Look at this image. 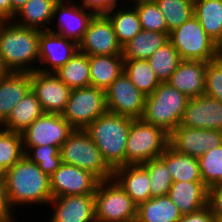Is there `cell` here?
I'll list each match as a JSON object with an SVG mask.
<instances>
[{
	"instance_id": "cell-1",
	"label": "cell",
	"mask_w": 222,
	"mask_h": 222,
	"mask_svg": "<svg viewBox=\"0 0 222 222\" xmlns=\"http://www.w3.org/2000/svg\"><path fill=\"white\" fill-rule=\"evenodd\" d=\"M4 185L6 200L13 214L17 206L38 204L44 207L52 199L50 176L25 155L6 170Z\"/></svg>"
},
{
	"instance_id": "cell-2",
	"label": "cell",
	"mask_w": 222,
	"mask_h": 222,
	"mask_svg": "<svg viewBox=\"0 0 222 222\" xmlns=\"http://www.w3.org/2000/svg\"><path fill=\"white\" fill-rule=\"evenodd\" d=\"M40 31L21 27L13 21L0 22V54L9 72L31 73L37 70Z\"/></svg>"
},
{
	"instance_id": "cell-3",
	"label": "cell",
	"mask_w": 222,
	"mask_h": 222,
	"mask_svg": "<svg viewBox=\"0 0 222 222\" xmlns=\"http://www.w3.org/2000/svg\"><path fill=\"white\" fill-rule=\"evenodd\" d=\"M132 120L131 117L107 111L85 129L113 170L125 165L126 143Z\"/></svg>"
},
{
	"instance_id": "cell-4",
	"label": "cell",
	"mask_w": 222,
	"mask_h": 222,
	"mask_svg": "<svg viewBox=\"0 0 222 222\" xmlns=\"http://www.w3.org/2000/svg\"><path fill=\"white\" fill-rule=\"evenodd\" d=\"M188 101L185 94L168 82H161L152 94L145 96L142 119L170 134L179 126Z\"/></svg>"
},
{
	"instance_id": "cell-5",
	"label": "cell",
	"mask_w": 222,
	"mask_h": 222,
	"mask_svg": "<svg viewBox=\"0 0 222 222\" xmlns=\"http://www.w3.org/2000/svg\"><path fill=\"white\" fill-rule=\"evenodd\" d=\"M61 161L90 171L100 181L113 178L114 170L85 130L74 129L60 147Z\"/></svg>"
},
{
	"instance_id": "cell-6",
	"label": "cell",
	"mask_w": 222,
	"mask_h": 222,
	"mask_svg": "<svg viewBox=\"0 0 222 222\" xmlns=\"http://www.w3.org/2000/svg\"><path fill=\"white\" fill-rule=\"evenodd\" d=\"M168 145L169 133L163 128L142 118L133 119L126 143L125 165H139L160 157Z\"/></svg>"
},
{
	"instance_id": "cell-7",
	"label": "cell",
	"mask_w": 222,
	"mask_h": 222,
	"mask_svg": "<svg viewBox=\"0 0 222 222\" xmlns=\"http://www.w3.org/2000/svg\"><path fill=\"white\" fill-rule=\"evenodd\" d=\"M94 198L96 222H136L138 205L113 178L99 181Z\"/></svg>"
},
{
	"instance_id": "cell-8",
	"label": "cell",
	"mask_w": 222,
	"mask_h": 222,
	"mask_svg": "<svg viewBox=\"0 0 222 222\" xmlns=\"http://www.w3.org/2000/svg\"><path fill=\"white\" fill-rule=\"evenodd\" d=\"M169 40L182 60L213 61L218 58L221 49L207 35L195 16L171 31Z\"/></svg>"
},
{
	"instance_id": "cell-9",
	"label": "cell",
	"mask_w": 222,
	"mask_h": 222,
	"mask_svg": "<svg viewBox=\"0 0 222 222\" xmlns=\"http://www.w3.org/2000/svg\"><path fill=\"white\" fill-rule=\"evenodd\" d=\"M107 111L105 90L90 85L71 89L62 117L74 129L85 130Z\"/></svg>"
},
{
	"instance_id": "cell-10",
	"label": "cell",
	"mask_w": 222,
	"mask_h": 222,
	"mask_svg": "<svg viewBox=\"0 0 222 222\" xmlns=\"http://www.w3.org/2000/svg\"><path fill=\"white\" fill-rule=\"evenodd\" d=\"M74 131L62 114L44 113L22 134L23 147L51 145L61 147Z\"/></svg>"
},
{
	"instance_id": "cell-11",
	"label": "cell",
	"mask_w": 222,
	"mask_h": 222,
	"mask_svg": "<svg viewBox=\"0 0 222 222\" xmlns=\"http://www.w3.org/2000/svg\"><path fill=\"white\" fill-rule=\"evenodd\" d=\"M105 97L109 112L133 119L142 118L145 95L138 90L124 72L105 89Z\"/></svg>"
},
{
	"instance_id": "cell-12",
	"label": "cell",
	"mask_w": 222,
	"mask_h": 222,
	"mask_svg": "<svg viewBox=\"0 0 222 222\" xmlns=\"http://www.w3.org/2000/svg\"><path fill=\"white\" fill-rule=\"evenodd\" d=\"M95 14L87 11L74 0H59L53 10L52 22L56 19V29L48 31L61 35L79 44Z\"/></svg>"
},
{
	"instance_id": "cell-13",
	"label": "cell",
	"mask_w": 222,
	"mask_h": 222,
	"mask_svg": "<svg viewBox=\"0 0 222 222\" xmlns=\"http://www.w3.org/2000/svg\"><path fill=\"white\" fill-rule=\"evenodd\" d=\"M78 46L79 51L88 56L122 55V46L105 14L93 17Z\"/></svg>"
},
{
	"instance_id": "cell-14",
	"label": "cell",
	"mask_w": 222,
	"mask_h": 222,
	"mask_svg": "<svg viewBox=\"0 0 222 222\" xmlns=\"http://www.w3.org/2000/svg\"><path fill=\"white\" fill-rule=\"evenodd\" d=\"M99 181L90 171L62 162L50 176L52 198L94 194Z\"/></svg>"
},
{
	"instance_id": "cell-15",
	"label": "cell",
	"mask_w": 222,
	"mask_h": 222,
	"mask_svg": "<svg viewBox=\"0 0 222 222\" xmlns=\"http://www.w3.org/2000/svg\"><path fill=\"white\" fill-rule=\"evenodd\" d=\"M169 145L177 152L199 158L222 145V131L179 125L169 134Z\"/></svg>"
},
{
	"instance_id": "cell-16",
	"label": "cell",
	"mask_w": 222,
	"mask_h": 222,
	"mask_svg": "<svg viewBox=\"0 0 222 222\" xmlns=\"http://www.w3.org/2000/svg\"><path fill=\"white\" fill-rule=\"evenodd\" d=\"M31 90L45 113L62 114L71 89L54 73L31 72Z\"/></svg>"
},
{
	"instance_id": "cell-17",
	"label": "cell",
	"mask_w": 222,
	"mask_h": 222,
	"mask_svg": "<svg viewBox=\"0 0 222 222\" xmlns=\"http://www.w3.org/2000/svg\"><path fill=\"white\" fill-rule=\"evenodd\" d=\"M78 50L79 46L75 41L48 30L40 31L39 66L37 70L43 73H54L69 61ZM43 64L45 65L43 66Z\"/></svg>"
},
{
	"instance_id": "cell-18",
	"label": "cell",
	"mask_w": 222,
	"mask_h": 222,
	"mask_svg": "<svg viewBox=\"0 0 222 222\" xmlns=\"http://www.w3.org/2000/svg\"><path fill=\"white\" fill-rule=\"evenodd\" d=\"M179 125L222 131V102L205 94L189 98Z\"/></svg>"
},
{
	"instance_id": "cell-19",
	"label": "cell",
	"mask_w": 222,
	"mask_h": 222,
	"mask_svg": "<svg viewBox=\"0 0 222 222\" xmlns=\"http://www.w3.org/2000/svg\"><path fill=\"white\" fill-rule=\"evenodd\" d=\"M50 205L53 210L49 222H96L94 194L55 197Z\"/></svg>"
},
{
	"instance_id": "cell-20",
	"label": "cell",
	"mask_w": 222,
	"mask_h": 222,
	"mask_svg": "<svg viewBox=\"0 0 222 222\" xmlns=\"http://www.w3.org/2000/svg\"><path fill=\"white\" fill-rule=\"evenodd\" d=\"M207 62L182 60L167 81L188 98L204 95Z\"/></svg>"
},
{
	"instance_id": "cell-21",
	"label": "cell",
	"mask_w": 222,
	"mask_h": 222,
	"mask_svg": "<svg viewBox=\"0 0 222 222\" xmlns=\"http://www.w3.org/2000/svg\"><path fill=\"white\" fill-rule=\"evenodd\" d=\"M167 195L182 215L194 213L208 205V187L203 181H175Z\"/></svg>"
},
{
	"instance_id": "cell-22",
	"label": "cell",
	"mask_w": 222,
	"mask_h": 222,
	"mask_svg": "<svg viewBox=\"0 0 222 222\" xmlns=\"http://www.w3.org/2000/svg\"><path fill=\"white\" fill-rule=\"evenodd\" d=\"M113 179L137 205L151 198L149 173L141 164L116 168Z\"/></svg>"
},
{
	"instance_id": "cell-23",
	"label": "cell",
	"mask_w": 222,
	"mask_h": 222,
	"mask_svg": "<svg viewBox=\"0 0 222 222\" xmlns=\"http://www.w3.org/2000/svg\"><path fill=\"white\" fill-rule=\"evenodd\" d=\"M30 89L31 73L9 72L0 78V126Z\"/></svg>"
},
{
	"instance_id": "cell-24",
	"label": "cell",
	"mask_w": 222,
	"mask_h": 222,
	"mask_svg": "<svg viewBox=\"0 0 222 222\" xmlns=\"http://www.w3.org/2000/svg\"><path fill=\"white\" fill-rule=\"evenodd\" d=\"M44 113L45 112L41 107L40 101L36 97L35 93L30 89L14 106L8 119L0 128L10 132L22 133Z\"/></svg>"
},
{
	"instance_id": "cell-25",
	"label": "cell",
	"mask_w": 222,
	"mask_h": 222,
	"mask_svg": "<svg viewBox=\"0 0 222 222\" xmlns=\"http://www.w3.org/2000/svg\"><path fill=\"white\" fill-rule=\"evenodd\" d=\"M59 0H29L16 13L12 20L21 27L34 28L41 31L52 28L53 10Z\"/></svg>"
},
{
	"instance_id": "cell-26",
	"label": "cell",
	"mask_w": 222,
	"mask_h": 222,
	"mask_svg": "<svg viewBox=\"0 0 222 222\" xmlns=\"http://www.w3.org/2000/svg\"><path fill=\"white\" fill-rule=\"evenodd\" d=\"M124 72L122 55L89 56L91 86L107 89Z\"/></svg>"
},
{
	"instance_id": "cell-27",
	"label": "cell",
	"mask_w": 222,
	"mask_h": 222,
	"mask_svg": "<svg viewBox=\"0 0 222 222\" xmlns=\"http://www.w3.org/2000/svg\"><path fill=\"white\" fill-rule=\"evenodd\" d=\"M167 169L175 181H203L198 158L175 151L170 145L161 154Z\"/></svg>"
},
{
	"instance_id": "cell-28",
	"label": "cell",
	"mask_w": 222,
	"mask_h": 222,
	"mask_svg": "<svg viewBox=\"0 0 222 222\" xmlns=\"http://www.w3.org/2000/svg\"><path fill=\"white\" fill-rule=\"evenodd\" d=\"M182 217L168 195L150 198L138 205L136 222H178Z\"/></svg>"
},
{
	"instance_id": "cell-29",
	"label": "cell",
	"mask_w": 222,
	"mask_h": 222,
	"mask_svg": "<svg viewBox=\"0 0 222 222\" xmlns=\"http://www.w3.org/2000/svg\"><path fill=\"white\" fill-rule=\"evenodd\" d=\"M194 16L207 35L222 47V0H194Z\"/></svg>"
},
{
	"instance_id": "cell-30",
	"label": "cell",
	"mask_w": 222,
	"mask_h": 222,
	"mask_svg": "<svg viewBox=\"0 0 222 222\" xmlns=\"http://www.w3.org/2000/svg\"><path fill=\"white\" fill-rule=\"evenodd\" d=\"M118 8L111 9L105 15L111 21L117 40L123 47L143 29L138 13L132 5H127L124 8L119 6Z\"/></svg>"
},
{
	"instance_id": "cell-31",
	"label": "cell",
	"mask_w": 222,
	"mask_h": 222,
	"mask_svg": "<svg viewBox=\"0 0 222 222\" xmlns=\"http://www.w3.org/2000/svg\"><path fill=\"white\" fill-rule=\"evenodd\" d=\"M169 40L165 33L142 30L122 47L124 59L147 60L158 48Z\"/></svg>"
},
{
	"instance_id": "cell-32",
	"label": "cell",
	"mask_w": 222,
	"mask_h": 222,
	"mask_svg": "<svg viewBox=\"0 0 222 222\" xmlns=\"http://www.w3.org/2000/svg\"><path fill=\"white\" fill-rule=\"evenodd\" d=\"M54 74L70 89L90 86L89 56L78 50Z\"/></svg>"
},
{
	"instance_id": "cell-33",
	"label": "cell",
	"mask_w": 222,
	"mask_h": 222,
	"mask_svg": "<svg viewBox=\"0 0 222 222\" xmlns=\"http://www.w3.org/2000/svg\"><path fill=\"white\" fill-rule=\"evenodd\" d=\"M124 73L145 96L152 94L161 83L148 60L124 59Z\"/></svg>"
},
{
	"instance_id": "cell-34",
	"label": "cell",
	"mask_w": 222,
	"mask_h": 222,
	"mask_svg": "<svg viewBox=\"0 0 222 222\" xmlns=\"http://www.w3.org/2000/svg\"><path fill=\"white\" fill-rule=\"evenodd\" d=\"M147 60L160 82H167L182 61L179 52L170 40L158 48Z\"/></svg>"
},
{
	"instance_id": "cell-35",
	"label": "cell",
	"mask_w": 222,
	"mask_h": 222,
	"mask_svg": "<svg viewBox=\"0 0 222 222\" xmlns=\"http://www.w3.org/2000/svg\"><path fill=\"white\" fill-rule=\"evenodd\" d=\"M156 4L165 17L169 32L194 16V0H157Z\"/></svg>"
},
{
	"instance_id": "cell-36",
	"label": "cell",
	"mask_w": 222,
	"mask_h": 222,
	"mask_svg": "<svg viewBox=\"0 0 222 222\" xmlns=\"http://www.w3.org/2000/svg\"><path fill=\"white\" fill-rule=\"evenodd\" d=\"M24 155L47 175L51 176L61 165L60 148L44 145L23 147Z\"/></svg>"
},
{
	"instance_id": "cell-37",
	"label": "cell",
	"mask_w": 222,
	"mask_h": 222,
	"mask_svg": "<svg viewBox=\"0 0 222 222\" xmlns=\"http://www.w3.org/2000/svg\"><path fill=\"white\" fill-rule=\"evenodd\" d=\"M141 165L149 173L151 198L167 195L173 179L165 162L160 157H157Z\"/></svg>"
},
{
	"instance_id": "cell-38",
	"label": "cell",
	"mask_w": 222,
	"mask_h": 222,
	"mask_svg": "<svg viewBox=\"0 0 222 222\" xmlns=\"http://www.w3.org/2000/svg\"><path fill=\"white\" fill-rule=\"evenodd\" d=\"M23 156L22 134L0 128V165L8 170Z\"/></svg>"
},
{
	"instance_id": "cell-39",
	"label": "cell",
	"mask_w": 222,
	"mask_h": 222,
	"mask_svg": "<svg viewBox=\"0 0 222 222\" xmlns=\"http://www.w3.org/2000/svg\"><path fill=\"white\" fill-rule=\"evenodd\" d=\"M198 161L202 180L208 188L222 184V145L208 150Z\"/></svg>"
},
{
	"instance_id": "cell-40",
	"label": "cell",
	"mask_w": 222,
	"mask_h": 222,
	"mask_svg": "<svg viewBox=\"0 0 222 222\" xmlns=\"http://www.w3.org/2000/svg\"><path fill=\"white\" fill-rule=\"evenodd\" d=\"M133 7L138 13L143 30L170 35L165 17L156 3L134 4Z\"/></svg>"
},
{
	"instance_id": "cell-41",
	"label": "cell",
	"mask_w": 222,
	"mask_h": 222,
	"mask_svg": "<svg viewBox=\"0 0 222 222\" xmlns=\"http://www.w3.org/2000/svg\"><path fill=\"white\" fill-rule=\"evenodd\" d=\"M204 94L222 102V63L218 59L207 62Z\"/></svg>"
},
{
	"instance_id": "cell-42",
	"label": "cell",
	"mask_w": 222,
	"mask_h": 222,
	"mask_svg": "<svg viewBox=\"0 0 222 222\" xmlns=\"http://www.w3.org/2000/svg\"><path fill=\"white\" fill-rule=\"evenodd\" d=\"M121 0H81L77 4L81 5L86 10L93 12L95 15L108 13L111 9L122 5ZM80 2V3H79ZM120 3V4H118Z\"/></svg>"
},
{
	"instance_id": "cell-43",
	"label": "cell",
	"mask_w": 222,
	"mask_h": 222,
	"mask_svg": "<svg viewBox=\"0 0 222 222\" xmlns=\"http://www.w3.org/2000/svg\"><path fill=\"white\" fill-rule=\"evenodd\" d=\"M208 206L216 220L222 219V184L208 188Z\"/></svg>"
},
{
	"instance_id": "cell-44",
	"label": "cell",
	"mask_w": 222,
	"mask_h": 222,
	"mask_svg": "<svg viewBox=\"0 0 222 222\" xmlns=\"http://www.w3.org/2000/svg\"><path fill=\"white\" fill-rule=\"evenodd\" d=\"M178 222H217L211 212L210 207L207 205L199 211L194 213L182 215Z\"/></svg>"
},
{
	"instance_id": "cell-45",
	"label": "cell",
	"mask_w": 222,
	"mask_h": 222,
	"mask_svg": "<svg viewBox=\"0 0 222 222\" xmlns=\"http://www.w3.org/2000/svg\"><path fill=\"white\" fill-rule=\"evenodd\" d=\"M13 216L6 200L4 179L0 178V218Z\"/></svg>"
},
{
	"instance_id": "cell-46",
	"label": "cell",
	"mask_w": 222,
	"mask_h": 222,
	"mask_svg": "<svg viewBox=\"0 0 222 222\" xmlns=\"http://www.w3.org/2000/svg\"><path fill=\"white\" fill-rule=\"evenodd\" d=\"M0 21H12V0H0Z\"/></svg>"
},
{
	"instance_id": "cell-47",
	"label": "cell",
	"mask_w": 222,
	"mask_h": 222,
	"mask_svg": "<svg viewBox=\"0 0 222 222\" xmlns=\"http://www.w3.org/2000/svg\"><path fill=\"white\" fill-rule=\"evenodd\" d=\"M29 0H12V20L16 13L27 3Z\"/></svg>"
},
{
	"instance_id": "cell-48",
	"label": "cell",
	"mask_w": 222,
	"mask_h": 222,
	"mask_svg": "<svg viewBox=\"0 0 222 222\" xmlns=\"http://www.w3.org/2000/svg\"><path fill=\"white\" fill-rule=\"evenodd\" d=\"M8 73L9 71L6 69L0 54V78L6 76Z\"/></svg>"
},
{
	"instance_id": "cell-49",
	"label": "cell",
	"mask_w": 222,
	"mask_h": 222,
	"mask_svg": "<svg viewBox=\"0 0 222 222\" xmlns=\"http://www.w3.org/2000/svg\"><path fill=\"white\" fill-rule=\"evenodd\" d=\"M130 1V2H129ZM157 0H127L128 4L156 3Z\"/></svg>"
},
{
	"instance_id": "cell-50",
	"label": "cell",
	"mask_w": 222,
	"mask_h": 222,
	"mask_svg": "<svg viewBox=\"0 0 222 222\" xmlns=\"http://www.w3.org/2000/svg\"><path fill=\"white\" fill-rule=\"evenodd\" d=\"M15 215L13 217H2L0 218V222H15Z\"/></svg>"
},
{
	"instance_id": "cell-51",
	"label": "cell",
	"mask_w": 222,
	"mask_h": 222,
	"mask_svg": "<svg viewBox=\"0 0 222 222\" xmlns=\"http://www.w3.org/2000/svg\"><path fill=\"white\" fill-rule=\"evenodd\" d=\"M6 173V169L0 165V178L4 179Z\"/></svg>"
},
{
	"instance_id": "cell-52",
	"label": "cell",
	"mask_w": 222,
	"mask_h": 222,
	"mask_svg": "<svg viewBox=\"0 0 222 222\" xmlns=\"http://www.w3.org/2000/svg\"><path fill=\"white\" fill-rule=\"evenodd\" d=\"M217 59L222 63V49H220L219 56Z\"/></svg>"
}]
</instances>
